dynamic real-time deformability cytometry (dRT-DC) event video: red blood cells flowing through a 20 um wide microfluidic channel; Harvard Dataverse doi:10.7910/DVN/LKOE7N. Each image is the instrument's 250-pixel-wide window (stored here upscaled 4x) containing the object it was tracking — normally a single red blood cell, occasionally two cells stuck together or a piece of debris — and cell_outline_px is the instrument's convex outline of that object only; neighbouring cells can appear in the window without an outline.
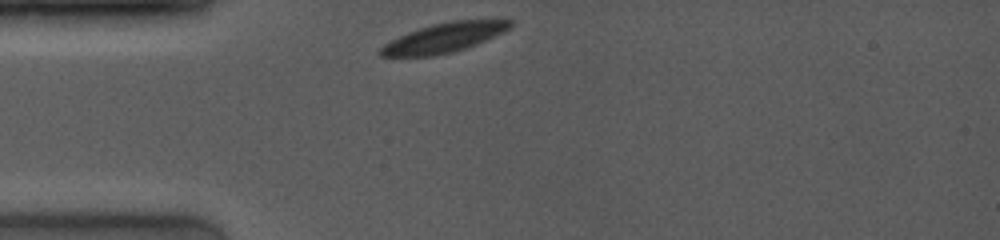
{"species": "common noctule bat (a hibernating species)", "species_latin": "Nyctalus noctula", "temperature_condition": "room temperature", "stored_images_in_passage": 21, "camera_frame_rate_fps": 4000, "um_per_image_px": 0.085, "animal": {"sex": "female", "body_mass_g": 19.0, "forearm_length_mm": 53.3}, "frame": {"image": 1, "passage_image": 1, "time_ms": 0.0, "image_size_px": [1000, 240], "cell_outline_px": [[512, 28], [504, 32], [476, 44], [452, 52], [432, 56], [380, 56], [376, 52], [384, 44], [408, 32], [432, 24], [452, 20], [512, 20]], "centroid_in_image_um": [37.74, 3.2], "position_along_channel_um": 47.3, "area_um2": 22.08}}
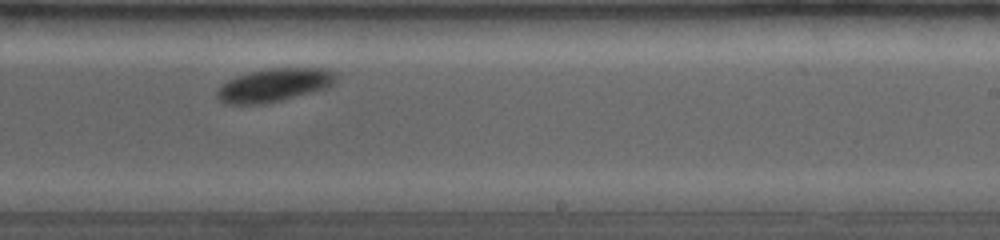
{"frame": {"image": 2, "passage_image": 18, "time_ms": 6.0, "image_size_px": [1000, 240], "cell_outline_px": [[336, 80], [328, 88], [264, 104], [224, 104], [216, 96], [216, 92], [228, 80], [236, 76], [268, 68], [324, 68], [332, 72], [336, 76]], "centroid_in_image_um": [23.3, 7.24], "position_along_channel_um": 265.7, "area_um2": 22.77}}